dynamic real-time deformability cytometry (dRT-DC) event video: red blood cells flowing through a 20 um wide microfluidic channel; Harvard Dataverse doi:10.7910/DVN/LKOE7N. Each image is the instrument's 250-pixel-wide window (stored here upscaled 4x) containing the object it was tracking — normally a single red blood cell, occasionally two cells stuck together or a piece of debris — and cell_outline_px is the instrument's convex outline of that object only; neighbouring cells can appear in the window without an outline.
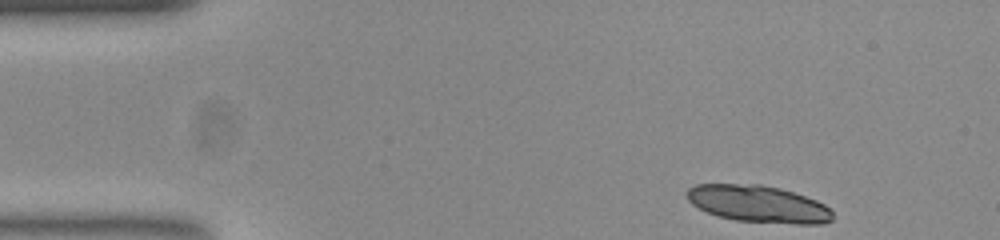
{"species": "common noctule bat (a hibernating species)", "species_latin": "Nyctalus noctula", "temperature_condition": "room temperature", "stored_images_in_passage": 38, "segment_of_instrument_passage": [1, 2], "camera_frame_rate_fps": 3000, "um_per_image_px": 0.085, "animal": {"sex": "female", "body_mass_g": 23.0, "forearm_length_mm": 53.4}, "frame": {"image": 1, "passage_image": 1, "time_ms": 0.0, "image_size_px": [1000, 240], "cell_outline_px": [[832, 220], [824, 224], [796, 224], [736, 220], [720, 216], [708, 212], [692, 204], [688, 200], [688, 188], [696, 184], [760, 184], [780, 188], [816, 200], [824, 204], [832, 212]], "centroid_in_image_um": [64.47, 17.33], "position_along_channel_um": 20.5, "area_um2": 31.15}}